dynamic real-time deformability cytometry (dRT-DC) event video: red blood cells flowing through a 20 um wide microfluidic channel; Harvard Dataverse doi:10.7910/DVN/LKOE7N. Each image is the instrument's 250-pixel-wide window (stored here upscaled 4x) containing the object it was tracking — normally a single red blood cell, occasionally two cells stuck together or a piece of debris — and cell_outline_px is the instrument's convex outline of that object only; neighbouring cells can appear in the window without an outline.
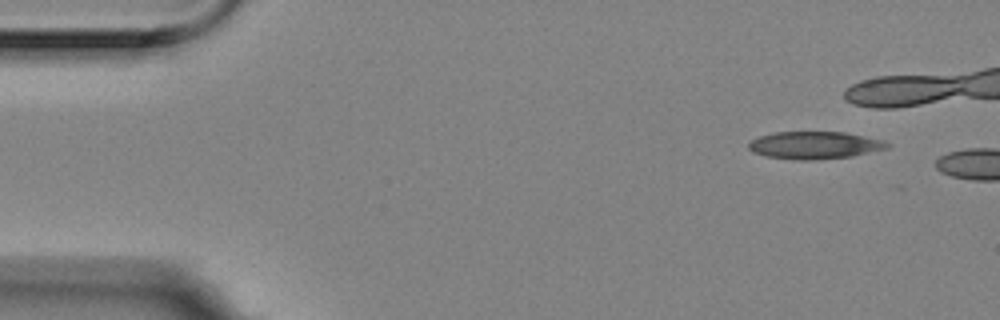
{"species": "Egyptian fruit bat (a non-hibernating species)", "species_latin": "Rousettus aegyptiacus", "temperature_condition": "room temperature", "stored_images_in_passage": 2, "camera_frame_rate_fps": 3000, "um_per_image_px": 0.085, "animal": {"sex": "female"}, "frame": {"image": 1, "passage_image": 1, "time_ms": 0.0, "image_size_px": [1000, 320], "cell_outline_px": [[892, 144], [888, 148], [852, 156], [816, 160], [792, 160], [764, 156], [752, 152], [748, 148], [748, 144], [752, 140], [760, 136], [772, 132], [844, 132], [884, 140]], "centroid_in_image_um": [69.23, 12.35], "position_along_channel_um": 15.8, "area_um2": 22.37}}